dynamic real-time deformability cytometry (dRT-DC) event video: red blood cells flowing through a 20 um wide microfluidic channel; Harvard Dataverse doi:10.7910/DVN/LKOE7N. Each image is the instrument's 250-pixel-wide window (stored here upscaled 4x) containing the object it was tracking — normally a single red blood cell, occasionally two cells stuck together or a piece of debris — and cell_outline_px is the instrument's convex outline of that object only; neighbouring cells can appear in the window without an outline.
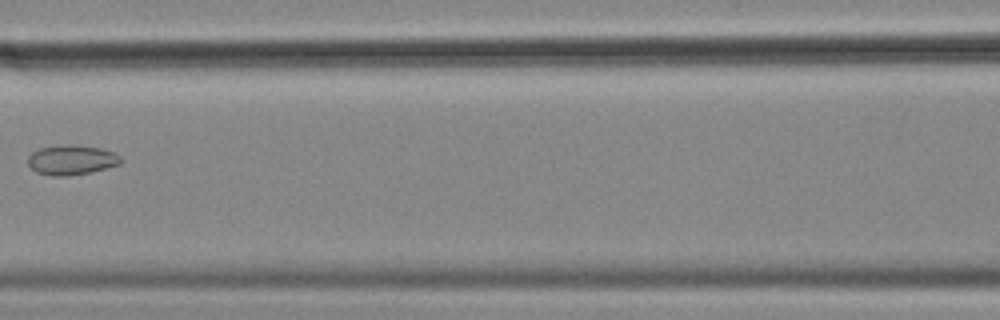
{"species": "common noctule bat (a hibernating species)", "species_latin": "Nyctalus noctula", "temperature_condition": "cold", "stored_images_in_passage": 5, "camera_frame_rate_fps": 3000, "um_per_image_px": 0.085, "animal": {"sex": "female", "body_mass_g": 18.4}, "frame": {"image": 1, "passage_image": 5, "time_ms": 1.333, "image_size_px": [1000, 320], "cell_outline_px": [[124, 160], [120, 164], [88, 172], [68, 176], [52, 176], [36, 172], [28, 164], [28, 156], [32, 152], [40, 148], [72, 144], [100, 148], [112, 152], [120, 156]], "centroid_in_image_um": [6.07, 13.59], "position_along_channel_um": 160.5, "area_um2": 15.95}}